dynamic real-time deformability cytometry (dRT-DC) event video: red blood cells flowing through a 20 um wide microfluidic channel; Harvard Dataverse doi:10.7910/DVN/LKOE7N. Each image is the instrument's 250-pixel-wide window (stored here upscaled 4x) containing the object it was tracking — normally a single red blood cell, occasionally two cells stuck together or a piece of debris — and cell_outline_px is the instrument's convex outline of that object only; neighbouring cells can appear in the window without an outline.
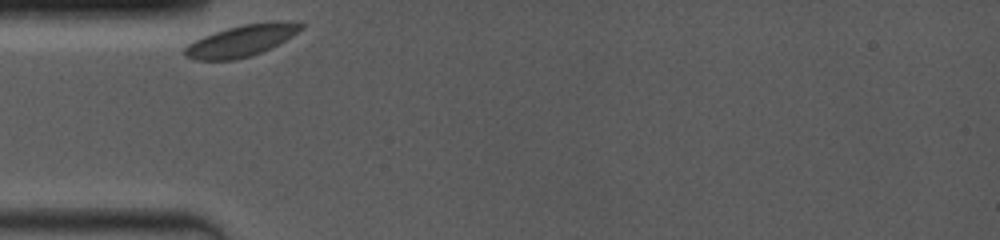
{"species": "common noctule bat (a hibernating species)", "species_latin": "Nyctalus noctula", "temperature_condition": "room temperature", "stored_images_in_passage": 21, "camera_frame_rate_fps": 4000, "um_per_image_px": 0.085, "animal": {"sex": "female", "body_mass_g": 19.0, "forearm_length_mm": 53.3}, "frame": {"image": 1, "passage_image": 1, "time_ms": 0.0, "image_size_px": [1000, 240], "cell_outline_px": [[304, 28], [292, 36], [260, 52], [236, 60], [192, 60], [184, 56], [184, 48], [188, 44], [204, 36], [228, 28], [244, 24], [268, 20], [300, 20], [304, 24]], "centroid_in_image_um": [20.57, 3.42], "position_along_channel_um": 64.4, "area_um2": 21.5}}
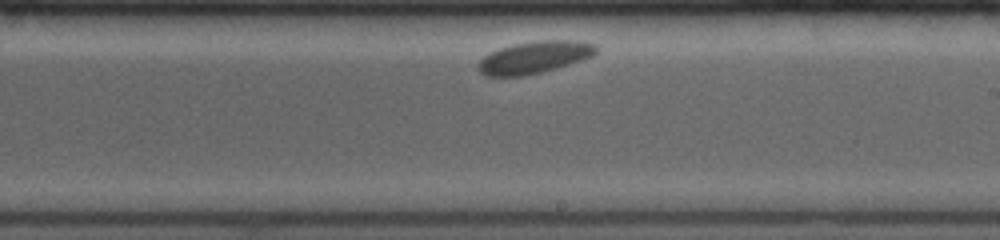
{"frame": {"image": 2, "passage_image": 12, "time_ms": 5.25, "image_size_px": [1000, 240], "cell_outline_px": [[600, 48], [592, 56], [556, 68], [524, 76], [484, 76], [476, 68], [476, 64], [484, 56], [500, 48], [512, 44], [536, 40], [572, 40], [596, 44]], "centroid_in_image_um": [45.4, 4.86], "position_along_channel_um": 243.6, "area_um2": 22.14}}
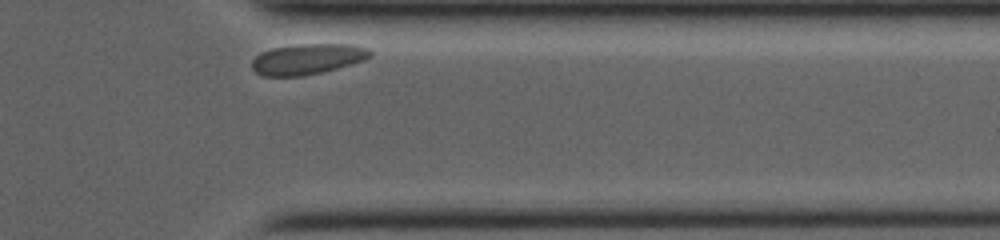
{"frame": {"image": 3, "passage_image": 21, "time_ms": 9.25, "image_size_px": [1000, 240], "cell_outline_px": [[372, 56], [364, 60], [352, 64], [304, 76], [264, 76], [256, 72], [252, 68], [252, 60], [260, 52], [272, 48], [296, 44], [356, 44], [368, 48], [372, 52]], "centroid_in_image_um": [26.15, 5.01], "position_along_channel_um": 385.3, "area_um2": 21.21}}